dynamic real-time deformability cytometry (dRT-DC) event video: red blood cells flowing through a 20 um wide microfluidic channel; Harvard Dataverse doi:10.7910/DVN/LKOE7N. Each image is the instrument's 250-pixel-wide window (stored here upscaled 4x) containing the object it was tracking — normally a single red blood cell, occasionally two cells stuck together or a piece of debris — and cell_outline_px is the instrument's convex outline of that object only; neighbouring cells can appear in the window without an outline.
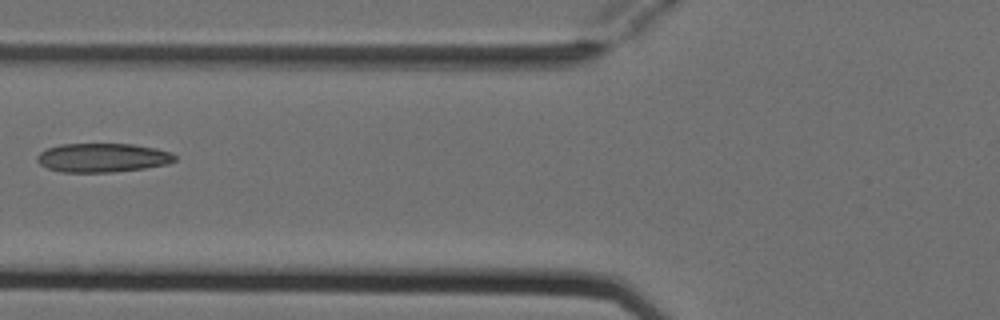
{"species": "Egyptian fruit bat (a non-hibernating species)", "species_latin": "Rousettus aegyptiacus", "temperature_condition": "cold", "stored_images_in_passage": 5, "camera_frame_rate_fps": 3000, "um_per_image_px": 0.085, "animal": {"sex": "female"}, "frame": {"image": 1, "passage_image": 5, "time_ms": 1.333, "image_size_px": [1000, 320], "cell_outline_px": [[176, 160], [168, 164], [144, 168], [112, 172], [60, 172], [48, 168], [40, 164], [36, 160], [36, 156], [40, 152], [48, 148], [60, 144], [132, 144], [156, 148], [172, 152], [176, 156]], "centroid_in_image_um": [8.73, 13.4], "position_along_channel_um": 117.1, "area_um2": 23.29}}